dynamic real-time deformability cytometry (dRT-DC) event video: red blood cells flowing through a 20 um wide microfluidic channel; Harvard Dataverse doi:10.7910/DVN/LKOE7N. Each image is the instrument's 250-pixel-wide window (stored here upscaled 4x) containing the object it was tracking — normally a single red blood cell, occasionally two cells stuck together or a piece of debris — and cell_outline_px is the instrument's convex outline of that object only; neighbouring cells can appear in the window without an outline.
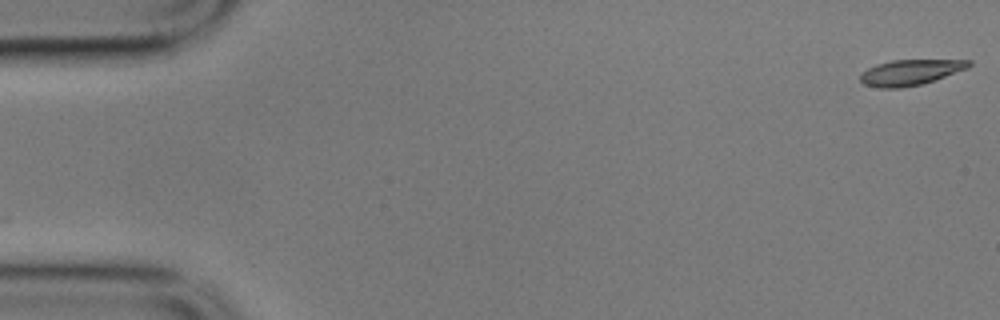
{"species": "common noctule bat (a hibernating species)", "species_latin": "Nyctalus noctula", "temperature_condition": "cold", "stored_images_in_passage": 57, "camera_frame_rate_fps": 3000, "um_per_image_px": 0.085, "animal": {"sex": "male", "body_mass_g": 17.9}, "frame": {"image": 1, "passage_image": 1, "time_ms": 0.0, "image_size_px": [1000, 320], "cell_outline_px": [[972, 64], [968, 68], [920, 84], [900, 88], [880, 88], [864, 84], [860, 80], [860, 76], [868, 68], [876, 64], [892, 60], [972, 60]], "centroid_in_image_um": [77.37, 6.14], "position_along_channel_um": 7.6, "area_um2": 15.9}}
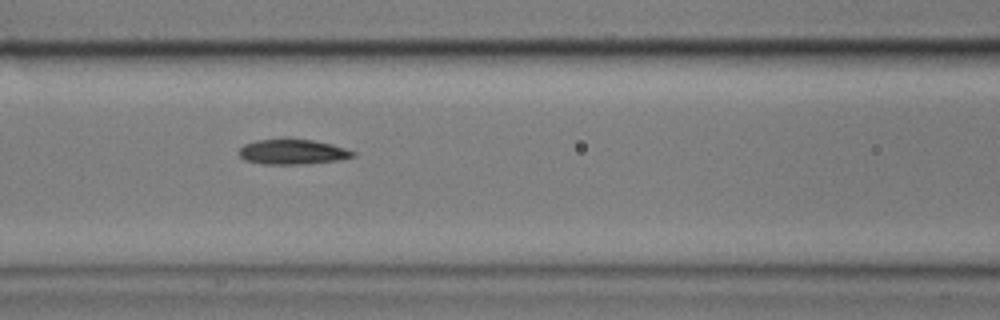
{"frame": {"image": 2, "passage_image": 24, "time_ms": 7.667, "image_size_px": [1000, 320], "cell_outline_px": [[356, 156], [340, 160], [300, 164], [264, 164], [244, 160], [240, 156], [240, 148], [244, 144], [256, 140], [284, 136], [292, 136], [332, 144], [356, 152]], "centroid_in_image_um": [24.86, 12.86], "position_along_channel_um": 141.7, "area_um2": 17.28}}
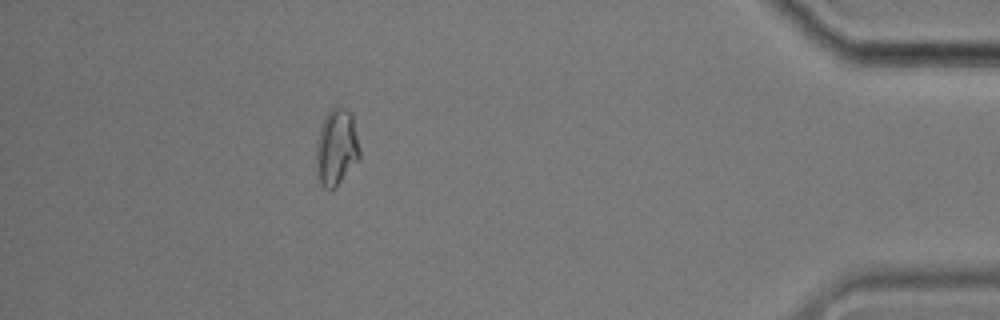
{"frame": {"image": 3, "passage_image": 51, "time_ms": 16.667, "image_size_px": [1000, 320], "cell_outline_px": [[360, 160], [336, 188], [324, 188], [320, 184], [316, 176], [316, 144], [320, 128], [324, 116], [336, 104], [352, 112], [360, 148]], "centroid_in_image_um": [28.61, 12.53], "position_along_channel_um": 406.6, "area_um2": 20.06}, "authors_computed_cell_mechanics": {"area_um2": 16.9932, "velocity_mm_per_s": 3.4959, "shape_relaxation_time_tau1_ms": 3.6101, "shape_relaxation_time_tau2_ms": null, "deformation_change_tau1": 0.138, "deformation_change_tau2": null}}